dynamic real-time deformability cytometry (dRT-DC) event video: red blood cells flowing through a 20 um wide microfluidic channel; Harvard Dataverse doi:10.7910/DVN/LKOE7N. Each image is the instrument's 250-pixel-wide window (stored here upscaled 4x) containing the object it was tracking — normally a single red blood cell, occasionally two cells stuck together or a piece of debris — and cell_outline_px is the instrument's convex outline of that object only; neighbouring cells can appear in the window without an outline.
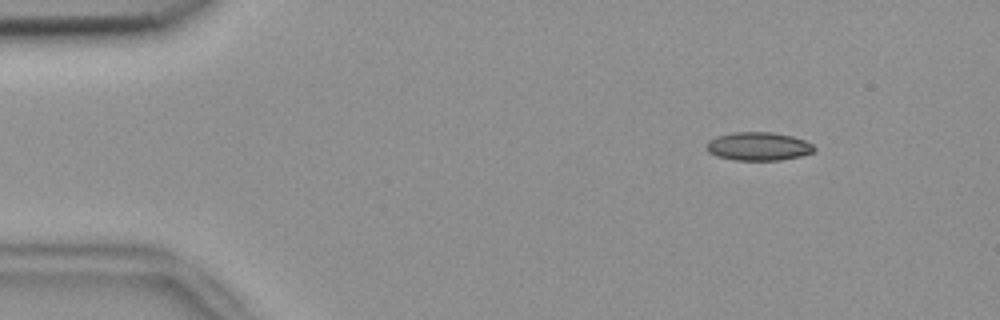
{"species": "common noctule bat (a hibernating species)", "species_latin": "Nyctalus noctula", "temperature_condition": "room temperature", "stored_images_in_passage": 48, "camera_frame_rate_fps": 3000, "um_per_image_px": 0.085, "animal": {"sex": "female", "body_mass_g": 18.4}, "frame": {"image": 1, "passage_image": 1, "time_ms": 0.0, "image_size_px": [1000, 320], "cell_outline_px": [[816, 148], [812, 152], [800, 156], [780, 160], [732, 160], [716, 156], [708, 152], [704, 148], [708, 140], [716, 136], [732, 132], [772, 132], [792, 136], [804, 140], [812, 144]], "centroid_in_image_um": [64.41, 12.44], "position_along_channel_um": 20.6, "area_um2": 17.98}}
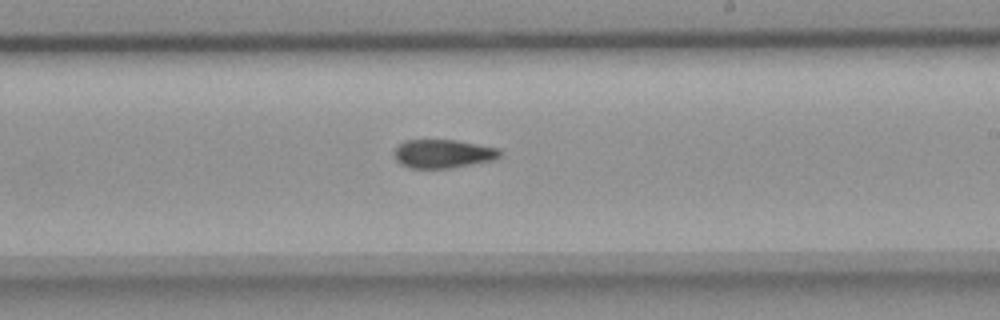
{"frame": {"image": 2, "passage_image": 26, "time_ms": 8.333, "image_size_px": [1000, 320], "cell_outline_px": [[500, 156], [492, 160], [452, 168], [408, 168], [400, 164], [396, 160], [392, 152], [404, 140], [456, 140], [500, 148]], "centroid_in_image_um": [37.62, 13.07], "position_along_channel_um": 251.4, "area_um2": 17.69}}
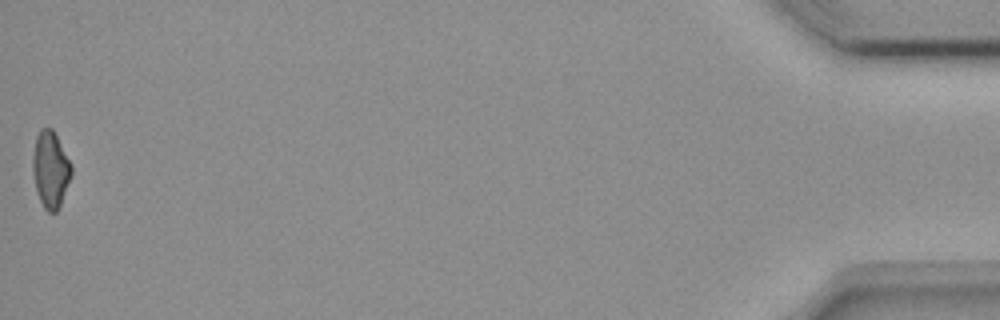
{"frame": {"image": 3, "passage_image": 48, "time_ms": 15.667, "image_size_px": [1000, 320], "cell_outline_px": [[72, 176], [60, 204], [56, 212], [48, 212], [44, 208], [40, 200], [36, 188], [32, 168], [32, 160], [36, 136], [40, 128], [52, 128], [72, 164]], "centroid_in_image_um": [4.3, 14.39], "position_along_channel_um": 430.9, "area_um2": 17.17}, "authors_computed_cell_mechanics": {"area_um2": 18.0914, "velocity_mm_per_s": 3.7795, "shape_relaxation_time_tau1_ms": null, "shape_relaxation_time_tau2_ms": 3.9984, "deformation_change_tau1": null, "deformation_change_tau2": 0.1082}}